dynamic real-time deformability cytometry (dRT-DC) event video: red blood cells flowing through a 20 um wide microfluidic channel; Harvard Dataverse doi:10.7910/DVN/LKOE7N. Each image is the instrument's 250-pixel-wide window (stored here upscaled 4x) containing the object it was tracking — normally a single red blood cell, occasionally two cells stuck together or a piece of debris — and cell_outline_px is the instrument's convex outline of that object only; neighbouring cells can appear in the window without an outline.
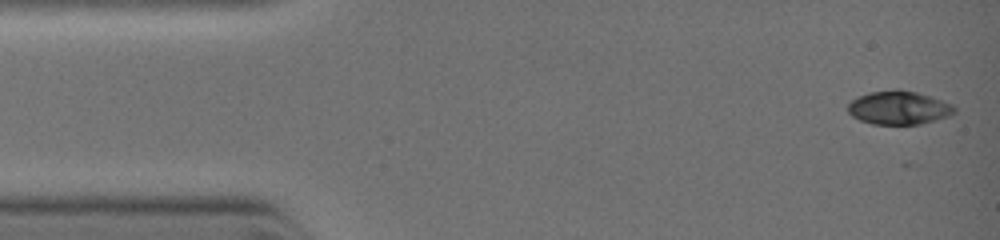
{"species": "common noctule bat (a hibernating species)", "species_latin": "Nyctalus noctula", "temperature_condition": "warm", "stored_images_in_passage": 5, "camera_frame_rate_fps": 3000, "um_per_image_px": 0.085, "animal": {"sex": "female", "body_mass_g": 19.0, "forearm_length_mm": 51.5}, "frame": {"image": 1, "passage_image": 1, "time_ms": 0.0, "image_size_px": [1000, 240], "cell_outline_px": [[956, 112], [948, 116], [920, 124], [872, 124], [860, 120], [852, 116], [848, 112], [848, 104], [852, 100], [868, 92], [892, 88], [900, 88], [916, 92], [952, 104], [956, 108]], "centroid_in_image_um": [76.37, 9.14], "position_along_channel_um": 8.6, "area_um2": 20.87}}